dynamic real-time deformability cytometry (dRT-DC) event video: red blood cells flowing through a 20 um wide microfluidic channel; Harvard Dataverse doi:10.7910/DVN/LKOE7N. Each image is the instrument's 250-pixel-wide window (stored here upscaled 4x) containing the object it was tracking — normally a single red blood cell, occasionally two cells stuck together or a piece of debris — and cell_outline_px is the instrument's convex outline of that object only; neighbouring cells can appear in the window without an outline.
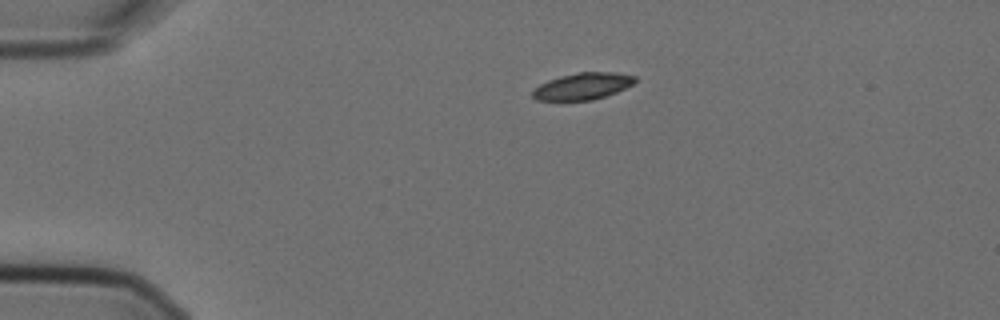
{"species": "Egyptian fruit bat (a non-hibernating species)", "species_latin": "Rousettus aegyptiacus", "temperature_condition": "cold", "stored_images_in_passage": 2, "camera_frame_rate_fps": 3000, "um_per_image_px": 0.085, "animal": {"sex": "female"}, "frame": {"image": 1, "passage_image": 1, "time_ms": 0.0, "image_size_px": [1000, 320], "cell_outline_px": [[636, 80], [632, 84], [616, 92], [592, 100], [536, 100], [532, 96], [532, 92], [540, 84], [548, 80], [560, 76], [580, 72], [616, 72], [636, 76]], "centroid_in_image_um": [49.53, 7.32], "position_along_channel_um": 35.5, "area_um2": 15.78}}